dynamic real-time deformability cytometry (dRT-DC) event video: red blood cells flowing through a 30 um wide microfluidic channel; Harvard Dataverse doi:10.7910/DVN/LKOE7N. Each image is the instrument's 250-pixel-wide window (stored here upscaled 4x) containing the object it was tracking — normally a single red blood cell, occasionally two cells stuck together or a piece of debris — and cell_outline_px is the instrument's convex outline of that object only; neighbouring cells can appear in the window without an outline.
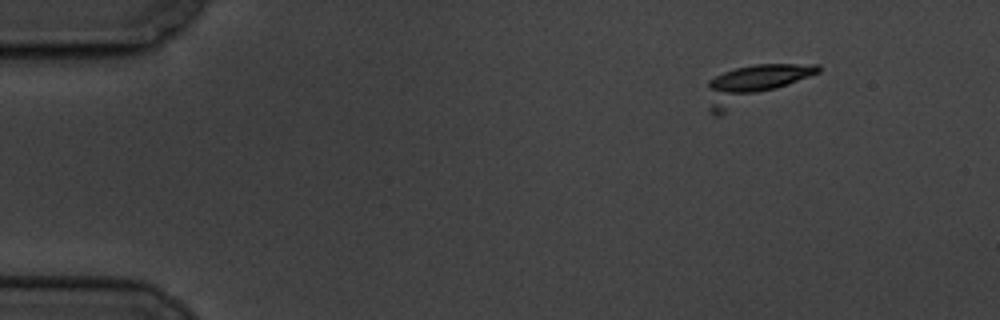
{"species": "common noctule bat (a hibernating species)", "species_latin": "Nyctalus noctula", "temperature_condition": "cold", "stored_images_in_passage": 16, "camera_frame_rate_fps": 3000, "um_per_image_px": 0.085, "animal": {"sex": "male", "body_mass_g": 19.5, "forearm_length_mm": 54.6}, "frame": {"image": 1, "passage_image": 2, "time_ms": 1.333, "image_size_px": [1000, 320], "cell_outline_px": [[820, 72], [720, 116], [712, 116], [708, 112], [708, 80], [724, 72], [736, 68], [756, 64], [820, 64]], "centroid_in_image_um": [64.0, 7.17], "position_along_channel_um": 21.0, "area_um2": 23.93}}
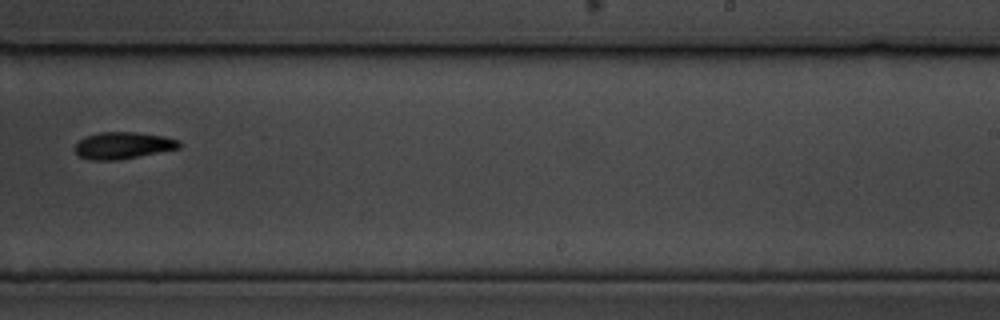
{"frame": {"image": 2, "passage_image": 10, "time_ms": 11.667, "image_size_px": [1000, 320], "cell_outline_px": [[180, 148], [116, 160], [88, 160], [80, 156], [72, 148], [84, 136], [100, 132], [136, 132], [164, 136], [180, 140]], "centroid_in_image_um": [10.42, 12.35], "position_along_channel_um": 278.6, "area_um2": 16.3}}
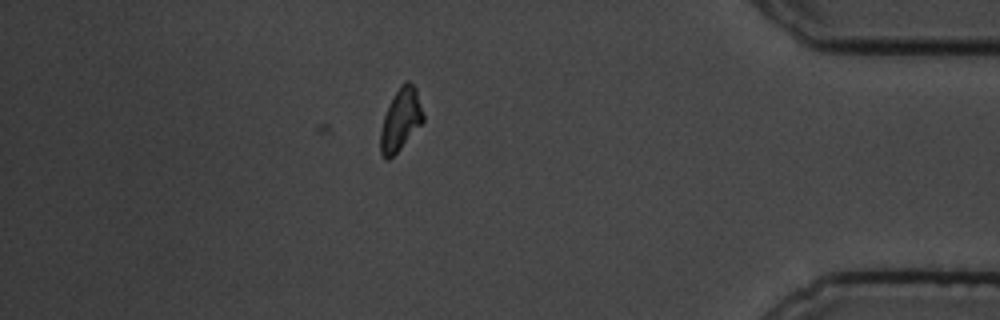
{"frame": {"image": 3, "passage_image": 14, "time_ms": 16.333, "image_size_px": [1000, 320], "cell_outline_px": [[424, 120], [400, 148], [388, 160], [384, 160], [380, 152], [380, 132], [384, 116], [400, 84], [404, 80], [408, 80], [416, 88], [424, 116]], "centroid_in_image_um": [34.05, 10.16], "position_along_channel_um": 401.2, "area_um2": 15.14}, "authors_computed_cell_mechanics": {"area_um2": 16.0395, "velocity_mm_per_s": 3.3825, "shape_relaxation_time_tau1_ms": null, "shape_relaxation_time_tau2_ms": 4.7521, "deformation_change_tau1": null, "deformation_change_tau2": 0.0836}}